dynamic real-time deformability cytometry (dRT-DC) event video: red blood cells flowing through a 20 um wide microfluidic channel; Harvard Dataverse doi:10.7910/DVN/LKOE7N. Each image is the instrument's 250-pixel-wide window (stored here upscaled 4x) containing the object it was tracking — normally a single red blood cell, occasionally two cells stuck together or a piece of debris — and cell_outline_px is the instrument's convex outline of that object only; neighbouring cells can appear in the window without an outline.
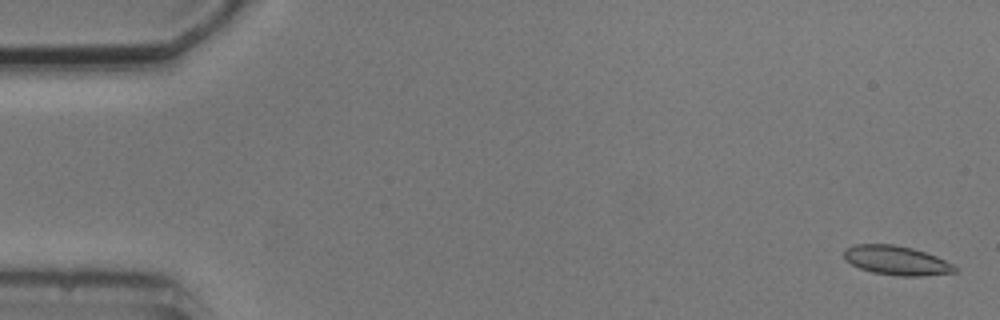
{"species": "common noctule bat (a hibernating species)", "species_latin": "Nyctalus noctula", "temperature_condition": "cold", "stored_images_in_passage": 5, "camera_frame_rate_fps": 3000, "um_per_image_px": 0.085, "animal": {"sex": "male", "body_mass_g": 20.5, "forearm_length_mm": 52.5}, "frame": {"image": 1, "passage_image": 1, "time_ms": 0.0, "image_size_px": [1000, 320], "cell_outline_px": [[956, 272], [920, 276], [896, 276], [872, 272], [860, 268], [844, 260], [844, 248], [856, 244], [892, 244], [912, 248], [936, 256], [952, 264], [956, 268]], "centroid_in_image_um": [76.16, 22.13], "position_along_channel_um": 8.8, "area_um2": 18.79}}
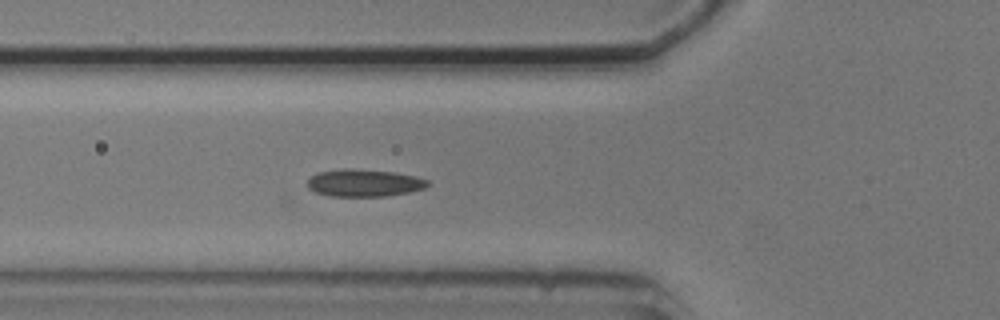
{"frame": {"image": 2, "passage_image": 5, "time_ms": 6.0, "image_size_px": [1000, 320], "cell_outline_px": [[428, 184], [424, 188], [408, 192], [384, 196], [332, 196], [316, 192], [308, 188], [308, 176], [316, 172], [340, 168], [352, 168], [396, 172], [416, 176], [428, 180]], "centroid_in_image_um": [30.9, 15.52], "position_along_channel_um": 94.9, "area_um2": 19.31}}